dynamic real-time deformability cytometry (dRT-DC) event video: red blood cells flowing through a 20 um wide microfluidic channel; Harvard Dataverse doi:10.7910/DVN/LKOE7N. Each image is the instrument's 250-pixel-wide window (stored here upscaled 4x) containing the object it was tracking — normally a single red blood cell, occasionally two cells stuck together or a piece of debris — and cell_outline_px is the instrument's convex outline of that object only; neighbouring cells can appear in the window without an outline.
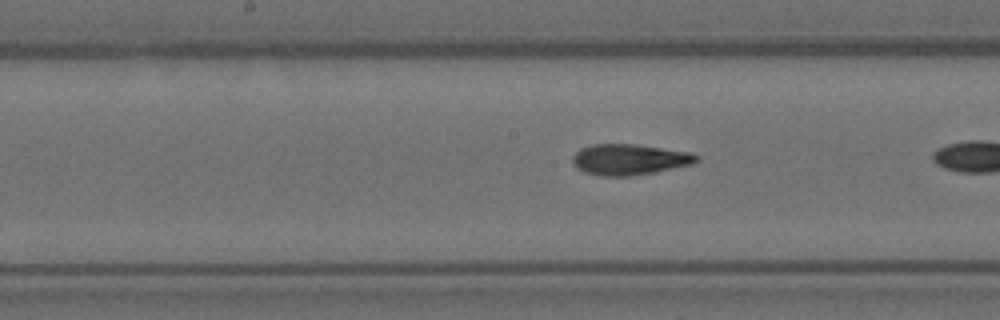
{"species": "Egyptian fruit bat (a non-hibernating species)", "species_latin": "Rousettus aegyptiacus", "temperature_condition": "room temperature", "stored_images_in_passage": 29, "camera_frame_rate_fps": 3000, "um_per_image_px": 0.085, "animal": {"sex": "female"}, "frame": {"image": 1, "passage_image": 26, "time_ms": 8.333, "image_size_px": [1000, 320], "cell_outline_px": [[700, 160], [692, 164], [652, 172], [628, 176], [604, 176], [584, 172], [572, 160], [572, 156], [580, 148], [592, 144], [636, 144], [692, 152]], "centroid_in_image_um": [53.51, 13.54], "position_along_channel_um": 194.7, "area_um2": 22.02}}